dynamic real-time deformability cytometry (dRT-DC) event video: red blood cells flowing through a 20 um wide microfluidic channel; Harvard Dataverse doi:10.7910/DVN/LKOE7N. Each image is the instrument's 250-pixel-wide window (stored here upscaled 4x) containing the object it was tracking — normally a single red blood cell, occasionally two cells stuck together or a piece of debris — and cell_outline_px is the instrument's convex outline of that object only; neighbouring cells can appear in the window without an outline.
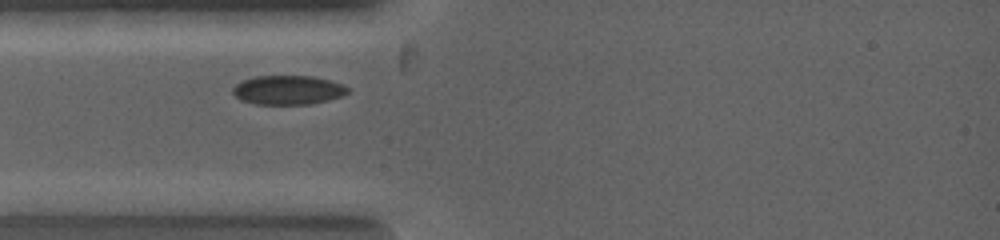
{"species": "common noctule bat (a hibernating species)", "species_latin": "Nyctalus noctula", "temperature_condition": "warm", "stored_images_in_passage": 4, "camera_frame_rate_fps": 5000, "um_per_image_px": 0.085, "animal": {"sex": "female", "body_mass_g": 19.0, "forearm_length_mm": 53.3}, "frame": {"image": 1, "passage_image": 3, "time_ms": 1.0, "image_size_px": [1000, 240], "cell_outline_px": [[348, 92], [340, 96], [308, 104], [256, 104], [244, 100], [236, 96], [232, 92], [232, 88], [236, 84], [244, 80], [256, 76], [312, 76], [328, 80], [340, 84], [348, 88]], "centroid_in_image_um": [24.44, 7.64], "position_along_channel_um": 60.6, "area_um2": 19.02}}